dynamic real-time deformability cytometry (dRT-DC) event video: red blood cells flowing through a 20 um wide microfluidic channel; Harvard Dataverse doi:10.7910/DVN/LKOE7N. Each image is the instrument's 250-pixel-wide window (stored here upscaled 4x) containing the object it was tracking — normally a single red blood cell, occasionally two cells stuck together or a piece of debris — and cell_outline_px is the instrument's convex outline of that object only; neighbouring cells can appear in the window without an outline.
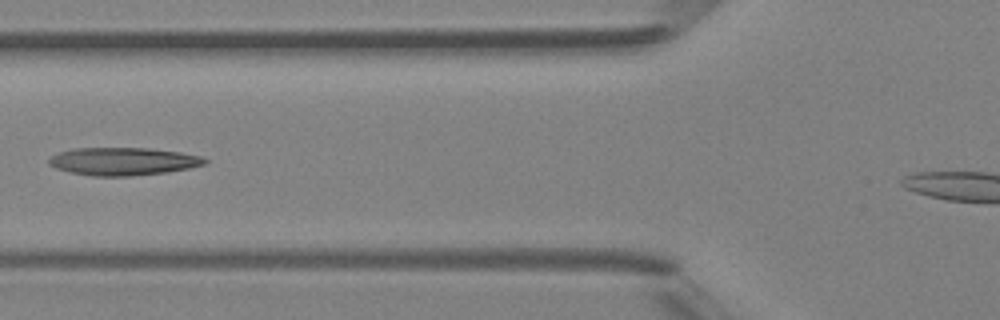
{"species": "Egyptian fruit bat (a non-hibernating species)", "species_latin": "Rousettus aegyptiacus", "temperature_condition": "room temperature", "stored_images_in_passage": 7, "segment_of_instrument_passage": [1, 2], "camera_frame_rate_fps": 3000, "um_per_image_px": 0.085, "animal": {"sex": "female"}, "frame": {"image": 1, "passage_image": 5, "time_ms": 4.667, "image_size_px": [1000, 320], "cell_outline_px": [[208, 164], [168, 172], [132, 176], [92, 176], [72, 172], [56, 168], [48, 164], [48, 160], [52, 156], [60, 152], [72, 148], [148, 148], [180, 152], [200, 156], [208, 160]], "centroid_in_image_um": [10.49, 13.72], "position_along_channel_um": 115.3, "area_um2": 25.26}}
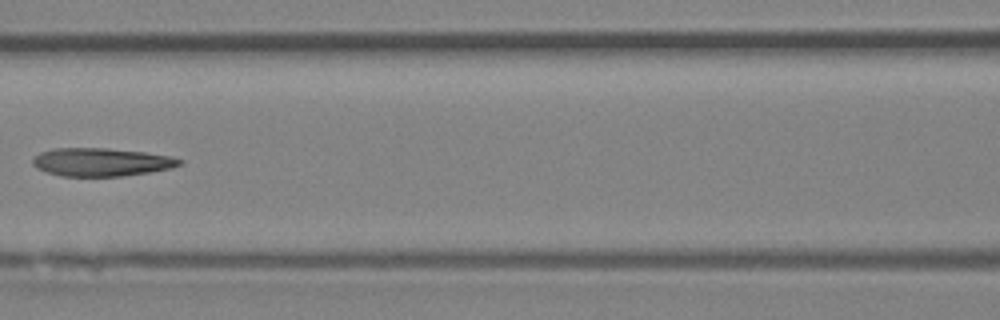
{"frame": {"image": 2, "passage_image": 6, "time_ms": 5.667, "image_size_px": [1000, 320], "cell_outline_px": [[184, 164], [172, 168], [148, 172], [120, 176], [60, 176], [36, 168], [32, 164], [32, 160], [40, 152], [52, 148], [108, 148], [144, 152], [172, 156], [184, 160]], "centroid_in_image_um": [8.64, 13.77], "position_along_channel_um": 158.0, "area_um2": 24.22}}